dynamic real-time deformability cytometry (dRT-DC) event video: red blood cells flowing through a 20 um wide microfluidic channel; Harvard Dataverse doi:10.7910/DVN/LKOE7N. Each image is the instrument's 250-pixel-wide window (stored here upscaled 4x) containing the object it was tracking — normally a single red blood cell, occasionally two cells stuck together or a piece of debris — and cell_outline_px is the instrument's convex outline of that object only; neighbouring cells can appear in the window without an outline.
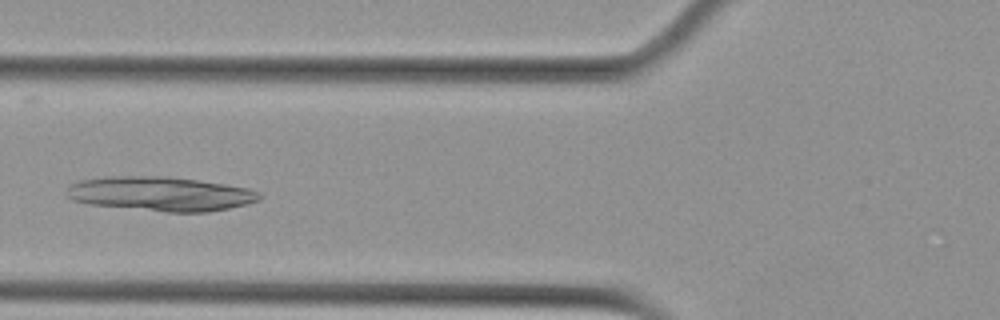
{"species": "Egyptian fruit bat (a non-hibernating species)", "species_latin": "Rousettus aegyptiacus", "temperature_condition": "cold", "stored_images_in_passage": 7, "camera_frame_rate_fps": 3000, "um_per_image_px": 0.085, "animal": {"sex": "female"}, "frame": {"image": 1, "passage_image": 4, "time_ms": 1.0, "image_size_px": [1000, 320], "cell_outline_px": [[260, 200], [248, 204], [208, 212], [164, 212], [88, 204], [72, 200], [64, 192], [72, 184], [80, 180], [104, 176], [164, 176], [196, 180], [224, 184], [248, 188], [260, 192]], "centroid_in_image_um": [13.62, 16.48], "position_along_channel_um": 112.2, "area_um2": 38.67}}
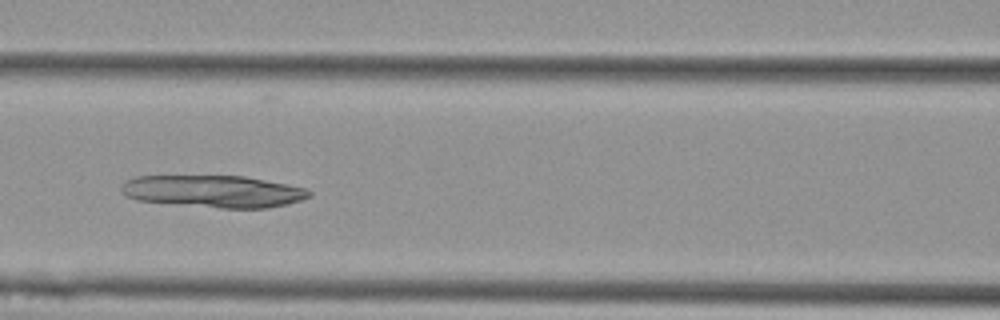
{"frame": {"image": 2, "passage_image": 5, "time_ms": 1.333, "image_size_px": [1000, 320], "cell_outline_px": [[312, 196], [300, 200], [268, 208], [220, 208], [136, 200], [124, 196], [120, 188], [124, 180], [136, 176], [244, 176], [288, 184], [308, 188], [312, 192]], "centroid_in_image_um": [18.13, 16.26], "position_along_channel_um": 148.5, "area_um2": 35.32}}
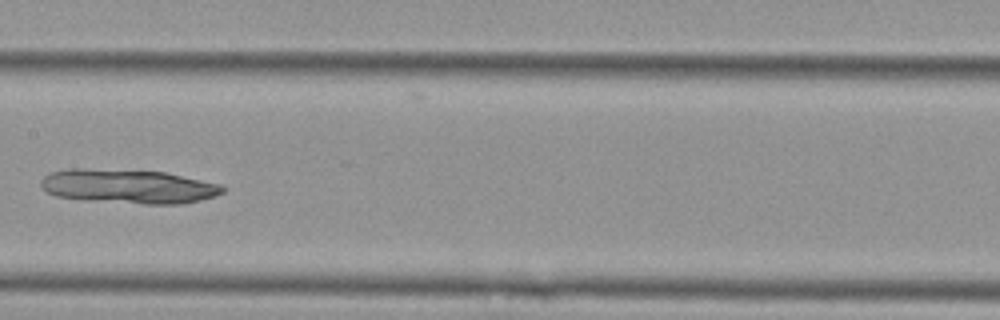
{"frame": {"image": 3, "passage_image": 6, "time_ms": 1.667, "image_size_px": [1000, 320], "cell_outline_px": [[224, 192], [216, 196], [200, 200], [180, 204], [144, 204], [88, 200], [56, 196], [48, 192], [40, 184], [40, 180], [48, 172], [68, 168], [88, 168], [164, 172], [220, 184], [224, 188]], "centroid_in_image_um": [10.88, 15.84], "position_along_channel_um": 196.5, "area_um2": 36.18}}